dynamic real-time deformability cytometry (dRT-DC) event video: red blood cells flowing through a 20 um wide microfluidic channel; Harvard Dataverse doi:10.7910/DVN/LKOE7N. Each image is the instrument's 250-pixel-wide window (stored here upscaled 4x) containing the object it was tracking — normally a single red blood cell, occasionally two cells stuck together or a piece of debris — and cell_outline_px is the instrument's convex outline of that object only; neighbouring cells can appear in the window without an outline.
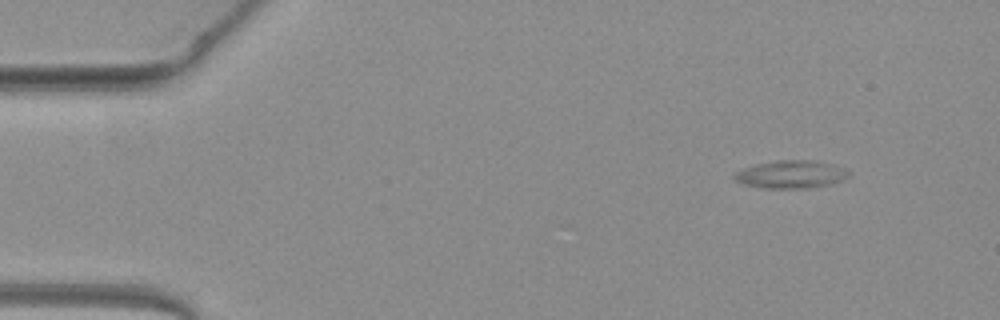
{"species": "common noctule bat (a hibernating species)", "species_latin": "Nyctalus noctula", "temperature_condition": "warm", "stored_images_in_passage": 51, "camera_frame_rate_fps": 3000, "um_per_image_px": 0.085, "animal": {"sex": "female", "body_mass_g": 19.3, "forearm_length_mm": 54.1}, "frame": {"image": 1, "passage_image": 1, "time_ms": 0.0, "image_size_px": [1000, 320], "cell_outline_px": [[848, 176], [844, 180], [832, 184], [808, 188], [764, 188], [744, 184], [736, 180], [732, 176], [736, 172], [744, 168], [756, 164], [776, 160], [816, 160], [832, 164], [848, 172]], "centroid_in_image_um": [67.23, 14.82], "position_along_channel_um": 17.8, "area_um2": 18.44}}
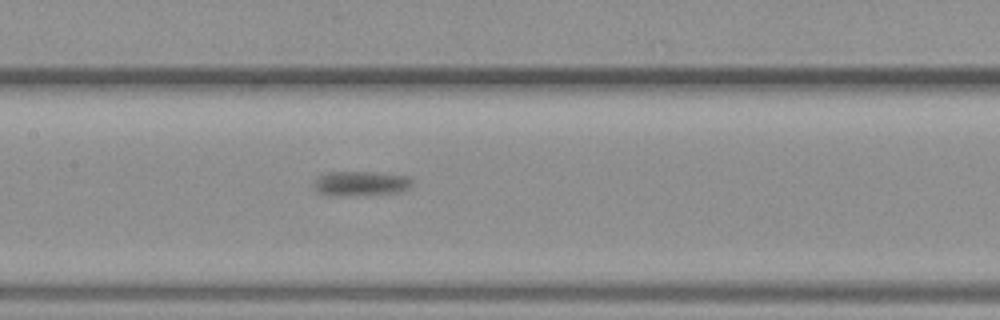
{"frame": {"image": 2, "passage_image": 22, "time_ms": 7.0, "image_size_px": [1000, 320], "cell_outline_px": [[412, 184], [408, 188], [400, 192], [364, 196], [328, 196], [316, 192], [312, 184], [316, 176], [328, 172], [372, 172], [408, 176], [412, 180]], "centroid_in_image_um": [30.59, 15.62], "position_along_channel_um": 176.8, "area_um2": 14.68}}
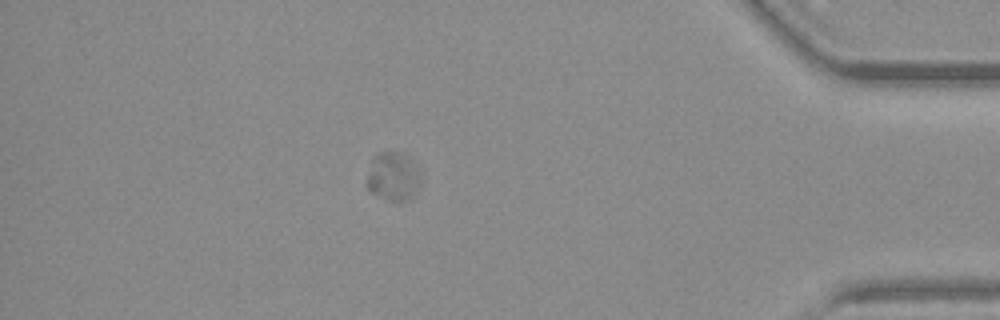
{"frame": {"image": 3, "passage_image": 44, "time_ms": 14.333, "image_size_px": [1000, 320], "cell_outline_px": [[420, 180], [412, 196], [408, 200], [388, 200], [372, 192], [364, 184], [372, 156], [376, 152], [400, 152]], "centroid_in_image_um": [33.26, 15.02], "position_along_channel_um": 401.9, "area_um2": 14.39}, "authors_computed_cell_mechanics": {"area_um2": 15.2592, "velocity_mm_per_s": 3.7089, "shape_relaxation_time_tau1_ms": 1.6151, "shape_relaxation_time_tau2_ms": null, "deformation_change_tau1": 0.1477, "deformation_change_tau2": null}}